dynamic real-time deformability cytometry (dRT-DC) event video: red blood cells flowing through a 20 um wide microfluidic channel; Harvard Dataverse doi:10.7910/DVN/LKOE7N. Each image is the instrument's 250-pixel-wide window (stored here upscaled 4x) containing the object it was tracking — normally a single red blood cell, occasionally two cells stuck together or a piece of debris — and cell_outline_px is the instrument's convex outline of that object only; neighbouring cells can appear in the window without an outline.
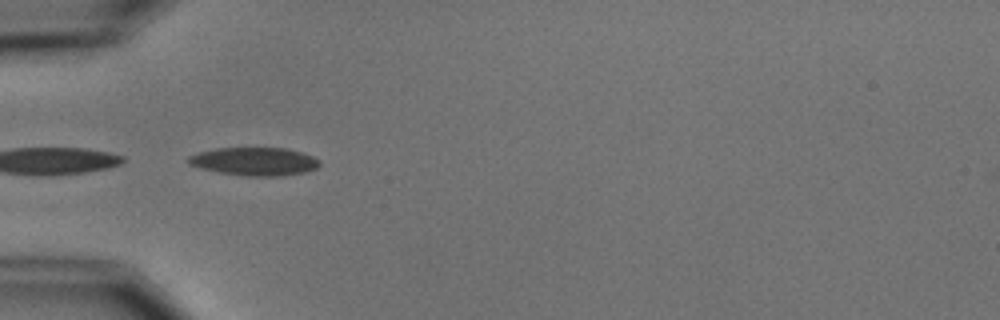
{"species": "common noctule bat (a hibernating species)", "species_latin": "Nyctalus noctula", "temperature_condition": "cold", "stored_images_in_passage": 11, "camera_frame_rate_fps": 3000, "um_per_image_px": 0.085, "animal": {"sex": "male", "body_mass_g": 15.6}, "frame": {"image": 1, "passage_image": 5, "time_ms": 5.667, "image_size_px": [1000, 320], "cell_outline_px": [[320, 164], [316, 168], [304, 172], [280, 176], [248, 176], [220, 172], [200, 168], [188, 164], [184, 160], [188, 156], [200, 152], [216, 148], [288, 148], [304, 152], [320, 160]], "centroid_in_image_um": [21.62, 13.71], "position_along_channel_um": 63.4, "area_um2": 21.62}}
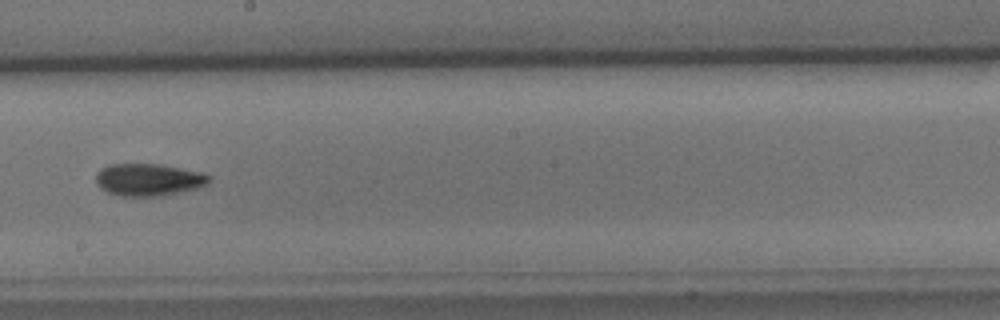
{"frame": {"image": 2, "passage_image": 9, "time_ms": 10.333, "image_size_px": [1000, 320], "cell_outline_px": [[212, 176], [208, 184], [196, 188], [164, 196], [120, 196], [108, 192], [100, 188], [96, 184], [96, 172], [100, 168], [108, 164], [160, 164], [204, 172]], "centroid_in_image_um": [12.63, 15.27], "position_along_channel_um": 235.6, "area_um2": 21.62}}
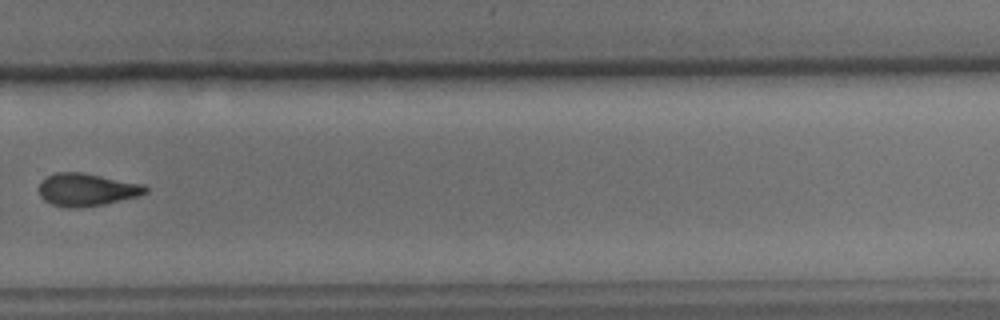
{"frame": {"image": 3, "passage_image": 11, "time_ms": 12.667, "image_size_px": [1000, 320], "cell_outline_px": [[148, 192], [140, 196], [104, 204], [80, 208], [64, 208], [52, 204], [44, 200], [40, 196], [40, 180], [56, 172], [84, 172], [144, 184], [148, 188]], "centroid_in_image_um": [7.39, 16.12], "position_along_channel_um": 322.4, "area_um2": 20.58}}